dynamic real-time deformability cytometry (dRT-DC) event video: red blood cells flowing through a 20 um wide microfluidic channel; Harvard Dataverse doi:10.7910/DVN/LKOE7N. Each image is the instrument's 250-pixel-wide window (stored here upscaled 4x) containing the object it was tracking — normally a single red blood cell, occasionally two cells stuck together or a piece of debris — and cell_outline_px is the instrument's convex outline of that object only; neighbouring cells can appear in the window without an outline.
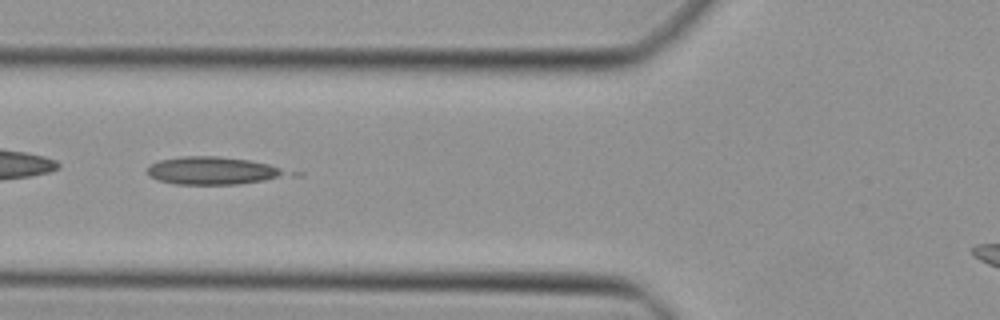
{"species": "Egyptian fruit bat (a non-hibernating species)", "species_latin": "Rousettus aegyptiacus", "temperature_condition": "cold", "stored_images_in_passage": 44, "camera_frame_rate_fps": 3000, "um_per_image_px": 0.085, "animal": {"sex": "female"}, "frame": {"image": 1, "passage_image": 18, "time_ms": 5.667, "image_size_px": [1000, 320], "cell_outline_px": [[304, 172], [300, 176], [236, 184], [176, 184], [156, 180], [148, 176], [148, 168], [152, 164], [160, 160], [184, 156], [216, 156], [248, 160], [268, 164]], "centroid_in_image_um": [18.35, 14.52], "position_along_channel_um": 107.4, "area_um2": 23.35}}
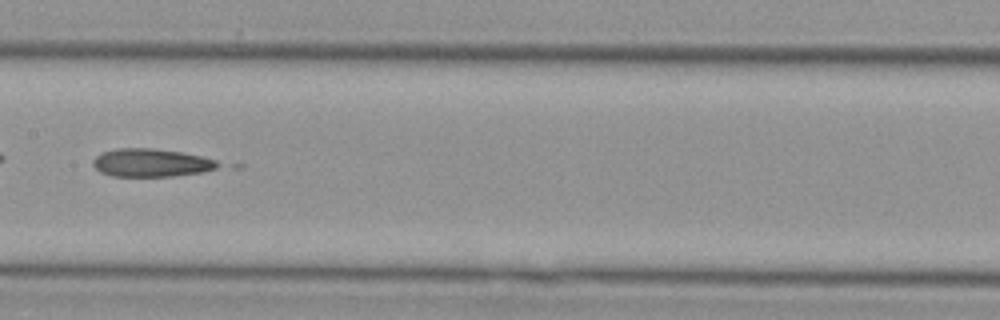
{"frame": {"image": 2, "passage_image": 24, "time_ms": 7.667, "image_size_px": [1000, 320], "cell_outline_px": [[224, 164], [216, 168], [204, 172], [172, 176], [112, 176], [100, 172], [92, 164], [92, 160], [96, 156], [104, 152], [116, 148], [152, 148], [180, 152], [200, 156], [216, 160]], "centroid_in_image_um": [12.86, 13.84], "position_along_channel_um": 194.5, "area_um2": 20.46}}
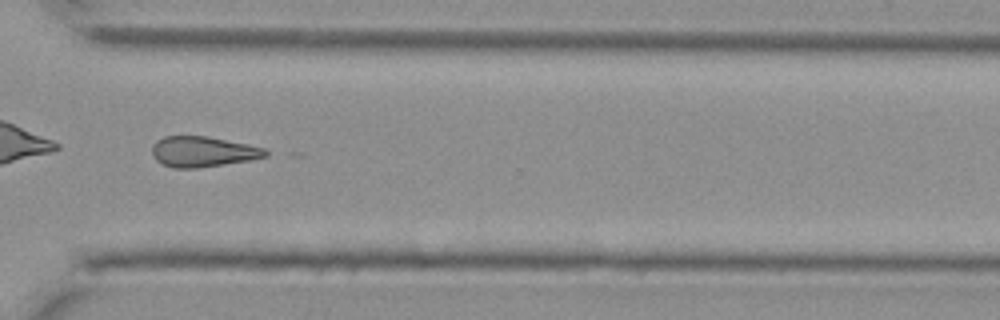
{"frame": {"image": 3, "passage_image": 35, "time_ms": 11.333, "image_size_px": [1000, 320], "cell_outline_px": [[268, 156], [248, 160], [196, 168], [176, 168], [164, 164], [156, 160], [152, 156], [152, 144], [156, 140], [164, 136], [208, 136], [248, 144], [264, 148], [268, 152]], "centroid_in_image_um": [17.22, 12.88], "position_along_channel_um": 353.4, "area_um2": 20.06}}